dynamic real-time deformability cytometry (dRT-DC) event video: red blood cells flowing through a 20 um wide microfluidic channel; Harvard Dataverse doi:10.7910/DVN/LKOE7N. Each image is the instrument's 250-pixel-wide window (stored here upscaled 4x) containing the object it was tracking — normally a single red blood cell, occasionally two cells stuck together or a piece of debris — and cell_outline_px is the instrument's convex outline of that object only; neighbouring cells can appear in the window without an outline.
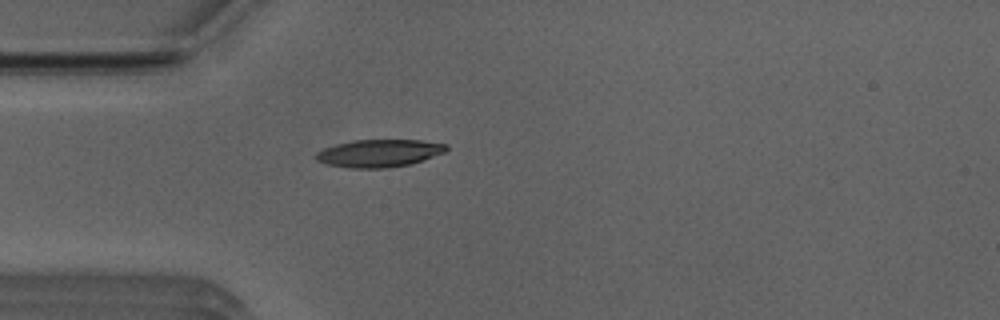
{"species": "Egyptian fruit bat (a non-hibernating species)", "species_latin": "Rousettus aegyptiacus", "temperature_condition": "room temperature", "stored_images_in_passage": 4, "camera_frame_rate_fps": 3000, "um_per_image_px": 0.085, "animal": {"sex": "male"}, "frame": {"image": 1, "passage_image": 1, "time_ms": 0.0, "image_size_px": [1000, 320], "cell_outline_px": [[448, 148], [444, 152], [408, 164], [388, 168], [352, 168], [328, 164], [316, 160], [312, 156], [316, 152], [324, 148], [336, 144], [352, 140], [420, 140], [448, 144]], "centroid_in_image_um": [32.17, 13.01], "position_along_channel_um": 52.8, "area_um2": 20.81}}